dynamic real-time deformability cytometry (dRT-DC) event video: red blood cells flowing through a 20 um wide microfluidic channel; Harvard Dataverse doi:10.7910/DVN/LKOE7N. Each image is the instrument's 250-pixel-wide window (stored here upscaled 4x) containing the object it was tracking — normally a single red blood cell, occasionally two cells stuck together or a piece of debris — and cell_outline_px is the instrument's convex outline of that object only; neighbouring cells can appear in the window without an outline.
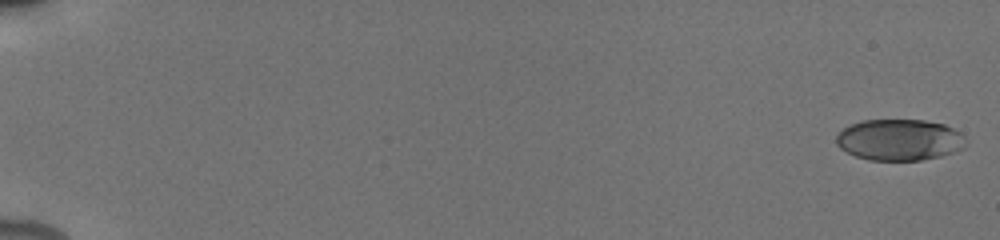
{"species": "human", "species_latin": "Homo sapiens", "temperature_condition": "cold", "stored_images_in_passage": 26, "camera_frame_rate_fps": 3000, "um_per_image_px": 0.085, "donor": {"sex": "male"}, "frame": {"image": 1, "passage_image": 1, "time_ms": 0.0, "image_size_px": [1000, 240], "cell_outline_px": [[968, 140], [964, 148], [940, 156], [920, 160], [868, 160], [856, 156], [840, 148], [836, 144], [836, 136], [844, 128], [852, 124], [864, 120], [924, 120], [944, 124], [960, 132]], "centroid_in_image_um": [76.47, 11.88], "position_along_channel_um": 8.5, "area_um2": 31.15}}
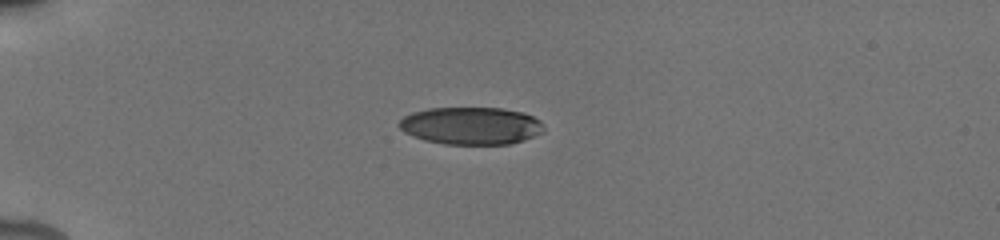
{"frame": {"image": 2, "passage_image": 21, "time_ms": 5.0, "image_size_px": [1000, 240], "cell_outline_px": [[544, 132], [524, 140], [508, 144], [444, 144], [424, 140], [412, 136], [404, 132], [396, 124], [404, 116], [412, 112], [428, 108], [500, 108], [520, 112], [532, 116], [540, 120], [544, 124]], "centroid_in_image_um": [40.02, 10.69], "position_along_channel_um": 45.0, "area_um2": 31.73}}